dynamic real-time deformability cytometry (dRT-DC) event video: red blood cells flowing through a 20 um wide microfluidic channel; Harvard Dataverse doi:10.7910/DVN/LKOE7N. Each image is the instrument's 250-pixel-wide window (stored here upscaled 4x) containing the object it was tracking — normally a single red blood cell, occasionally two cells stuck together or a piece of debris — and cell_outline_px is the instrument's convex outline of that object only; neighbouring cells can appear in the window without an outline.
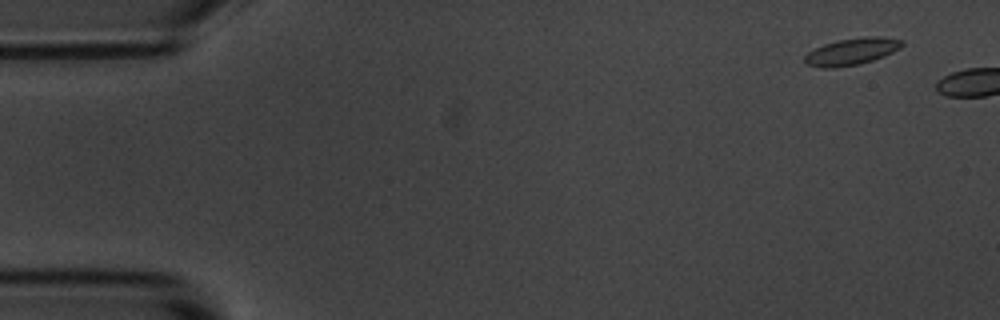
{"species": "common noctule bat (a hibernating species)", "species_latin": "Nyctalus noctula", "temperature_condition": "room temperature", "stored_images_in_passage": 2, "camera_frame_rate_fps": 3000, "um_per_image_px": 0.085, "animal": {"sex": "male", "body_mass_g": 20.1, "forearm_length_mm": 53.5}, "frame": {"image": 1, "passage_image": 1, "time_ms": 0.0, "image_size_px": [1000, 320], "cell_outline_px": [[904, 44], [900, 48], [884, 56], [860, 64], [836, 68], [820, 68], [808, 64], [804, 60], [804, 56], [808, 52], [824, 44], [836, 40], [868, 36], [880, 36], [904, 40]], "centroid_in_image_um": [72.41, 4.38], "position_along_channel_um": 12.6, "area_um2": 15.32}}